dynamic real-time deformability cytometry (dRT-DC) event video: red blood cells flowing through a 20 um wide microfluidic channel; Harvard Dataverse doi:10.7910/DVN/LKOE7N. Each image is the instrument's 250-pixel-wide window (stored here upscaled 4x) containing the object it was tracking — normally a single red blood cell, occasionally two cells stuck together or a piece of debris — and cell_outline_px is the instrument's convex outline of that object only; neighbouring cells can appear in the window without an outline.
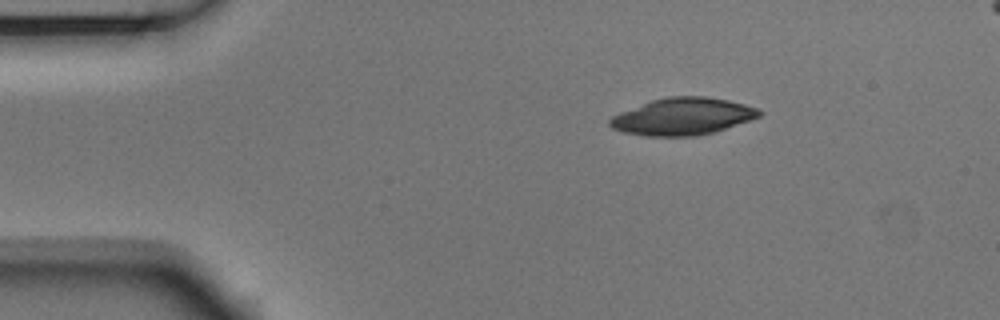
{"species": "Egyptian fruit bat (a non-hibernating species)", "species_latin": "Rousettus aegyptiacus", "temperature_condition": "room temperature", "stored_images_in_passage": 4, "segment_of_instrument_passage": [1, 2], "camera_frame_rate_fps": 3000, "um_per_image_px": 0.085, "animal": {"sex": "male"}, "frame": {"image": 1, "passage_image": 1, "time_ms": 0.0, "image_size_px": [1000, 320], "cell_outline_px": [[764, 112], [760, 116], [712, 132], [696, 136], [644, 136], [624, 132], [612, 128], [608, 124], [608, 120], [612, 116], [620, 112], [652, 100], [668, 96], [704, 96], [728, 100], [760, 108]], "centroid_in_image_um": [58.01, 9.89], "position_along_channel_um": 27.0, "area_um2": 32.14}}